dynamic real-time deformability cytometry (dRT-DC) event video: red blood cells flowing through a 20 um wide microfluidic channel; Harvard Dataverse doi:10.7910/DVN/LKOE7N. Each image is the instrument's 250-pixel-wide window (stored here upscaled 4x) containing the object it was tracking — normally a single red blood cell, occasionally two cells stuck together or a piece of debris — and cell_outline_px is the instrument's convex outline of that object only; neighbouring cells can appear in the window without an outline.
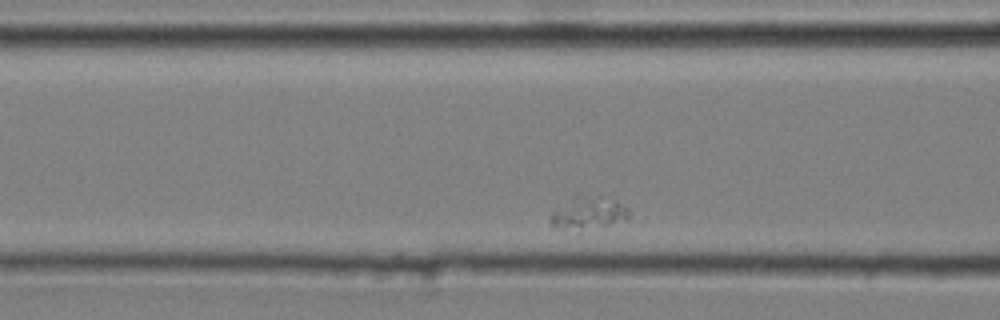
{"species": "common noctule bat (a hibernating species)", "species_latin": "Nyctalus noctula", "temperature_condition": "cold", "stored_images_in_passage": 6, "camera_frame_rate_fps": 3000, "um_per_image_px": 0.085, "animal": {"sex": "male", "body_mass_g": 20.4}, "frame": {"image": 1, "passage_image": 6, "time_ms": 1.667, "image_size_px": [1000, 320], "cell_outline_px": [[628, 216], [608, 224], [552, 224], [552, 212], [572, 200], [580, 196], [616, 200], [628, 208]], "centroid_in_image_um": [50.13, 17.99], "position_along_channel_um": 116.5, "area_um2": 12.02}}